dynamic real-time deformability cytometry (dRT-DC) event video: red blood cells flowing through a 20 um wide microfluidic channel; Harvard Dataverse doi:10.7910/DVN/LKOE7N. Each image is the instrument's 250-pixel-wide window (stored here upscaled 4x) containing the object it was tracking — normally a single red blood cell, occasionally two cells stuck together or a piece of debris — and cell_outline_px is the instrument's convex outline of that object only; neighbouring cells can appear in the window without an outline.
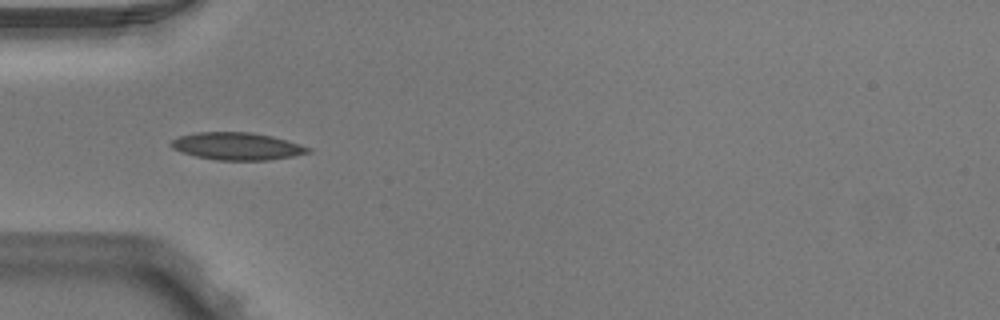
{"species": "Egyptian fruit bat (a non-hibernating species)", "species_latin": "Rousettus aegyptiacus", "temperature_condition": "warm", "stored_images_in_passage": 5, "camera_frame_rate_fps": 3000, "um_per_image_px": 0.085, "animal": {"sex": "male"}, "frame": {"image": 1, "passage_image": 4, "time_ms": 1.0, "image_size_px": [1000, 320], "cell_outline_px": [[312, 152], [292, 156], [268, 160], [216, 160], [196, 156], [180, 152], [172, 148], [168, 144], [172, 140], [180, 136], [196, 132], [252, 132], [272, 136], [288, 140], [312, 148]], "centroid_in_image_um": [20.15, 12.42], "position_along_channel_um": 64.9, "area_um2": 22.02}}
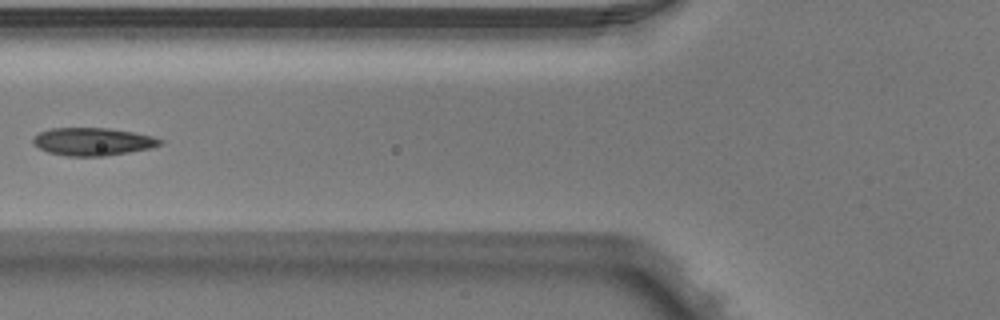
{"frame": {"image": 2, "passage_image": 5, "time_ms": 1.333, "image_size_px": [1000, 320], "cell_outline_px": [[164, 144], [152, 148], [104, 156], [64, 156], [48, 152], [32, 144], [32, 140], [40, 132], [52, 128], [108, 128], [132, 132], [152, 136], [164, 140]], "centroid_in_image_um": [7.91, 12.04], "position_along_channel_um": 117.9, "area_um2": 20.58}}